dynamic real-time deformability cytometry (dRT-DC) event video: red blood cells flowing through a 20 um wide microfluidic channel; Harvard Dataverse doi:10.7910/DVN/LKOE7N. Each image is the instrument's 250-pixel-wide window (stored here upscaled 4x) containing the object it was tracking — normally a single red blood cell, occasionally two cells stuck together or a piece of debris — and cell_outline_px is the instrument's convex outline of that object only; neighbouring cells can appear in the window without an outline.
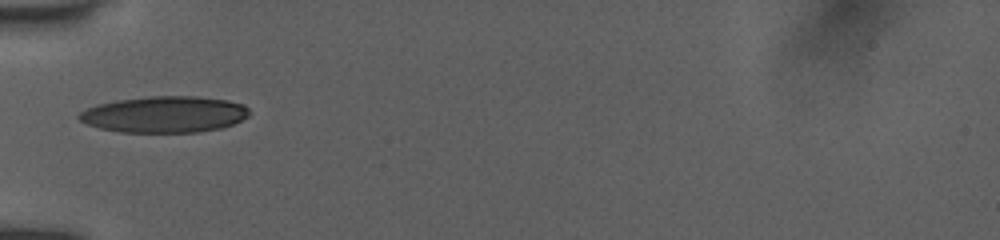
{"species": "human", "species_latin": "Homo sapiens", "temperature_condition": "room temperature", "stored_images_in_passage": 63, "camera_frame_rate_fps": 3000, "um_per_image_px": 0.085, "donor": {"sex": "female"}, "frame": {"image": 1, "passage_image": 1, "time_ms": 0.0, "image_size_px": [1000, 240], "cell_outline_px": [[248, 116], [224, 128], [196, 132], [120, 132], [100, 128], [88, 124], [80, 120], [76, 116], [80, 112], [96, 104], [116, 100], [148, 96], [200, 96], [228, 100], [244, 104], [248, 108]], "centroid_in_image_um": [13.98, 9.71], "position_along_channel_um": 71.0, "area_um2": 36.18}}
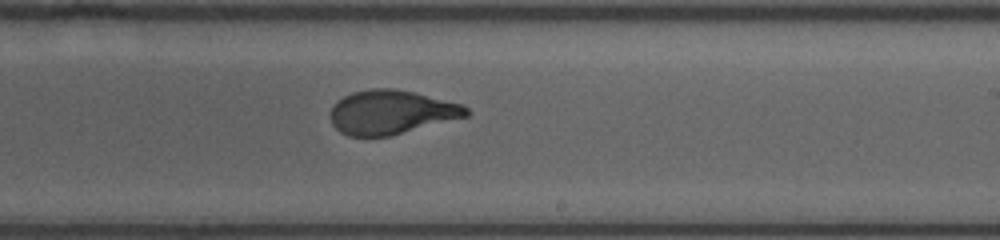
{"frame": {"image": 2, "passage_image": 30, "time_ms": 4.667, "image_size_px": [1000, 240], "cell_outline_px": [[468, 116], [388, 136], [348, 136], [340, 132], [332, 124], [328, 112], [332, 104], [336, 100], [352, 92], [372, 88], [392, 88], [412, 92], [464, 104], [468, 108]], "centroid_in_image_um": [33.2, 9.53], "position_along_channel_um": 255.8, "area_um2": 34.91}}
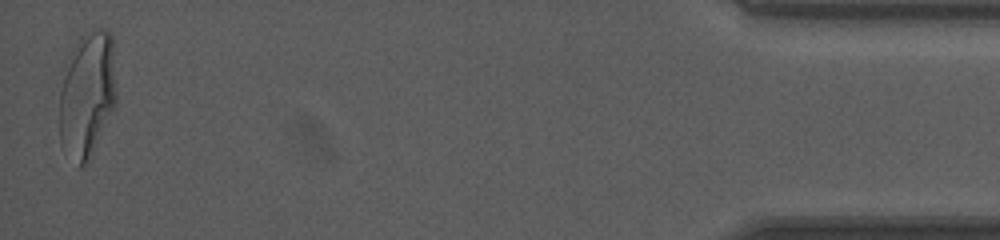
{"frame": {"image": 3, "passage_image": 62, "time_ms": 11.0, "image_size_px": [1000, 240], "cell_outline_px": [[116, 108], [88, 164], [80, 168], [76, 168], [60, 144], [60, 92], [68, 56], [80, 36], [84, 32], [96, 28], [108, 28], [112, 32], [116, 92]], "centroid_in_image_um": [7.43, 8.08], "position_along_channel_um": 427.8, "area_um2": 43.06}, "authors_computed_cell_mechanics": {"area_um2": 35.9516, "velocity_mm_per_s": 3.9722, "shape_relaxation_time_tau1_ms": 4.1871, "shape_relaxation_time_tau2_ms": null, "deformation_change_tau1": 0.2168, "deformation_change_tau2": null}}